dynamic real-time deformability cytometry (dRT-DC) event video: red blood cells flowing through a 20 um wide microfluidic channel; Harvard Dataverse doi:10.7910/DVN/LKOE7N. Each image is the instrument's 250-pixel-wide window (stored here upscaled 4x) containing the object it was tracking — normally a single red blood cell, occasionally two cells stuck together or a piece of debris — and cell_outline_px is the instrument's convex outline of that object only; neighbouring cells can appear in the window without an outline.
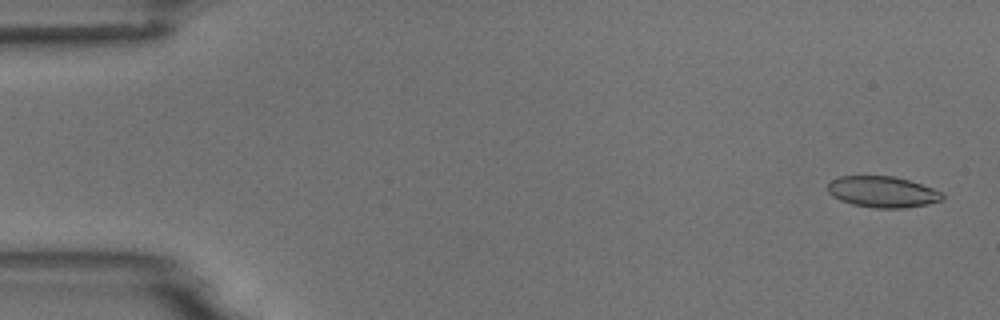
{"species": "common noctule bat (a hibernating species)", "species_latin": "Nyctalus noctula", "temperature_condition": "room temperature", "stored_images_in_passage": 5, "camera_frame_rate_fps": 3000, "um_per_image_px": 0.085, "animal": {"sex": "male", "body_mass_g": 18.8}, "frame": {"image": 1, "passage_image": 1, "time_ms": 0.0, "image_size_px": [1000, 320], "cell_outline_px": [[944, 200], [928, 204], [904, 208], [876, 208], [852, 204], [840, 200], [832, 196], [828, 192], [828, 184], [832, 180], [840, 176], [892, 176], [908, 180], [932, 188], [940, 192], [944, 196]], "centroid_in_image_um": [75.01, 16.31], "position_along_channel_um": 10.0, "area_um2": 20.69}}